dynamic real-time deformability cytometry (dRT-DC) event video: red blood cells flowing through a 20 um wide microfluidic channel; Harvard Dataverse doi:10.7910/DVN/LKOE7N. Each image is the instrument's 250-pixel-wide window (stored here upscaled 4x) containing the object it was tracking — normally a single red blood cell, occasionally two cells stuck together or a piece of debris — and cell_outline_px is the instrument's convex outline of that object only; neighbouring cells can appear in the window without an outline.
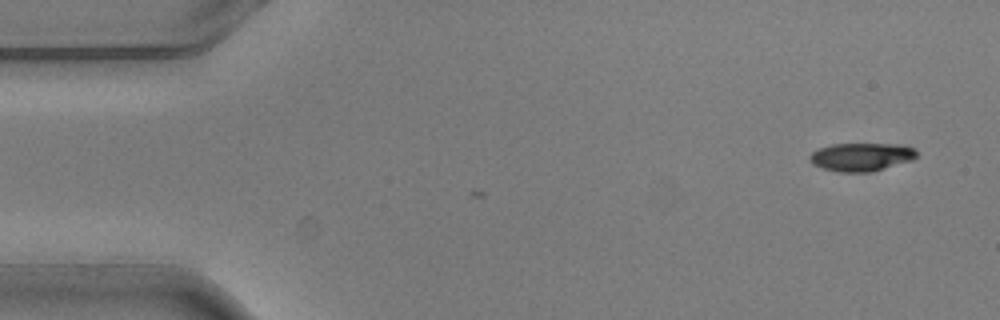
{"species": "common noctule bat (a hibernating species)", "species_latin": "Nyctalus noctula", "temperature_condition": "warm", "stored_images_in_passage": 2, "camera_frame_rate_fps": 3000, "um_per_image_px": 0.085, "animal": {"sex": "male", "body_mass_g": 20.5, "forearm_length_mm": 52.5}, "frame": {"image": 1, "passage_image": 1, "time_ms": 0.0, "image_size_px": [1000, 320], "cell_outline_px": [[916, 156], [912, 160], [872, 172], [840, 172], [824, 168], [812, 164], [808, 160], [808, 156], [812, 152], [820, 148], [832, 144], [904, 144], [916, 148]], "centroid_in_image_um": [73.22, 13.33], "position_along_channel_um": 11.8, "area_um2": 17.69}}